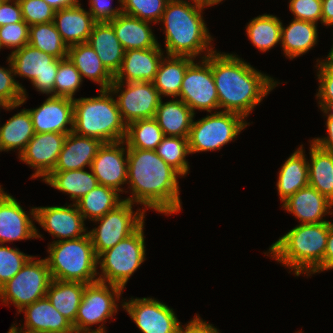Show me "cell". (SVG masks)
Returning a JSON list of instances; mask_svg holds the SVG:
<instances>
[{
	"label": "cell",
	"mask_w": 333,
	"mask_h": 333,
	"mask_svg": "<svg viewBox=\"0 0 333 333\" xmlns=\"http://www.w3.org/2000/svg\"><path fill=\"white\" fill-rule=\"evenodd\" d=\"M127 184L132 195L124 199L143 209H153L165 215L180 212L181 175L169 166L155 150L127 148Z\"/></svg>",
	"instance_id": "obj_1"
},
{
	"label": "cell",
	"mask_w": 333,
	"mask_h": 333,
	"mask_svg": "<svg viewBox=\"0 0 333 333\" xmlns=\"http://www.w3.org/2000/svg\"><path fill=\"white\" fill-rule=\"evenodd\" d=\"M211 68L219 109L244 119L279 84L235 54L215 50L211 53Z\"/></svg>",
	"instance_id": "obj_2"
},
{
	"label": "cell",
	"mask_w": 333,
	"mask_h": 333,
	"mask_svg": "<svg viewBox=\"0 0 333 333\" xmlns=\"http://www.w3.org/2000/svg\"><path fill=\"white\" fill-rule=\"evenodd\" d=\"M169 0L160 22L165 27V48L168 56L205 59L214 52L202 10L208 7L202 0ZM211 47V48H210ZM206 52V53H205ZM199 54V55H198Z\"/></svg>",
	"instance_id": "obj_3"
},
{
	"label": "cell",
	"mask_w": 333,
	"mask_h": 333,
	"mask_svg": "<svg viewBox=\"0 0 333 333\" xmlns=\"http://www.w3.org/2000/svg\"><path fill=\"white\" fill-rule=\"evenodd\" d=\"M329 222L299 224L273 243L268 253L296 276L323 271Z\"/></svg>",
	"instance_id": "obj_4"
},
{
	"label": "cell",
	"mask_w": 333,
	"mask_h": 333,
	"mask_svg": "<svg viewBox=\"0 0 333 333\" xmlns=\"http://www.w3.org/2000/svg\"><path fill=\"white\" fill-rule=\"evenodd\" d=\"M112 96L110 89H100L97 97L73 98V132L103 143L124 140L127 125Z\"/></svg>",
	"instance_id": "obj_5"
},
{
	"label": "cell",
	"mask_w": 333,
	"mask_h": 333,
	"mask_svg": "<svg viewBox=\"0 0 333 333\" xmlns=\"http://www.w3.org/2000/svg\"><path fill=\"white\" fill-rule=\"evenodd\" d=\"M45 258L53 280L95 283L98 280L97 256L89 234L76 239L48 244Z\"/></svg>",
	"instance_id": "obj_6"
},
{
	"label": "cell",
	"mask_w": 333,
	"mask_h": 333,
	"mask_svg": "<svg viewBox=\"0 0 333 333\" xmlns=\"http://www.w3.org/2000/svg\"><path fill=\"white\" fill-rule=\"evenodd\" d=\"M144 223L131 235L97 257L98 280L125 289L130 277L145 260Z\"/></svg>",
	"instance_id": "obj_7"
},
{
	"label": "cell",
	"mask_w": 333,
	"mask_h": 333,
	"mask_svg": "<svg viewBox=\"0 0 333 333\" xmlns=\"http://www.w3.org/2000/svg\"><path fill=\"white\" fill-rule=\"evenodd\" d=\"M249 123L236 113L215 111L192 122L188 135L190 154L220 150L231 142Z\"/></svg>",
	"instance_id": "obj_8"
},
{
	"label": "cell",
	"mask_w": 333,
	"mask_h": 333,
	"mask_svg": "<svg viewBox=\"0 0 333 333\" xmlns=\"http://www.w3.org/2000/svg\"><path fill=\"white\" fill-rule=\"evenodd\" d=\"M123 289L119 286L97 281L85 286L75 322L72 324L77 333H106V319L117 313ZM118 301H117V300ZM103 322V323H102ZM102 323L97 329L91 325Z\"/></svg>",
	"instance_id": "obj_9"
},
{
	"label": "cell",
	"mask_w": 333,
	"mask_h": 333,
	"mask_svg": "<svg viewBox=\"0 0 333 333\" xmlns=\"http://www.w3.org/2000/svg\"><path fill=\"white\" fill-rule=\"evenodd\" d=\"M31 256L15 276L0 288V299L13 303L18 312L25 306L46 297L52 281L46 259Z\"/></svg>",
	"instance_id": "obj_10"
},
{
	"label": "cell",
	"mask_w": 333,
	"mask_h": 333,
	"mask_svg": "<svg viewBox=\"0 0 333 333\" xmlns=\"http://www.w3.org/2000/svg\"><path fill=\"white\" fill-rule=\"evenodd\" d=\"M133 203L124 200L113 210L98 218V227L88 231L94 251L98 257L102 252L114 247L118 242L134 233L144 222V209L133 211ZM142 210V211H141Z\"/></svg>",
	"instance_id": "obj_11"
},
{
	"label": "cell",
	"mask_w": 333,
	"mask_h": 333,
	"mask_svg": "<svg viewBox=\"0 0 333 333\" xmlns=\"http://www.w3.org/2000/svg\"><path fill=\"white\" fill-rule=\"evenodd\" d=\"M8 58L12 64L15 77L18 75L27 78L38 92L54 96L55 78L61 59H57L29 44L12 51Z\"/></svg>",
	"instance_id": "obj_12"
},
{
	"label": "cell",
	"mask_w": 333,
	"mask_h": 333,
	"mask_svg": "<svg viewBox=\"0 0 333 333\" xmlns=\"http://www.w3.org/2000/svg\"><path fill=\"white\" fill-rule=\"evenodd\" d=\"M109 89L115 96L119 93L116 102L126 125L154 118L162 99L152 82H113Z\"/></svg>",
	"instance_id": "obj_13"
},
{
	"label": "cell",
	"mask_w": 333,
	"mask_h": 333,
	"mask_svg": "<svg viewBox=\"0 0 333 333\" xmlns=\"http://www.w3.org/2000/svg\"><path fill=\"white\" fill-rule=\"evenodd\" d=\"M178 97L194 114L196 109L207 112L219 109L217 89L212 75L211 54L196 64L193 61L187 67Z\"/></svg>",
	"instance_id": "obj_14"
},
{
	"label": "cell",
	"mask_w": 333,
	"mask_h": 333,
	"mask_svg": "<svg viewBox=\"0 0 333 333\" xmlns=\"http://www.w3.org/2000/svg\"><path fill=\"white\" fill-rule=\"evenodd\" d=\"M122 303V308L142 333H179L181 322L165 303L145 297L131 298Z\"/></svg>",
	"instance_id": "obj_15"
},
{
	"label": "cell",
	"mask_w": 333,
	"mask_h": 333,
	"mask_svg": "<svg viewBox=\"0 0 333 333\" xmlns=\"http://www.w3.org/2000/svg\"><path fill=\"white\" fill-rule=\"evenodd\" d=\"M29 214H26L17 200L4 192L0 185V244L42 238L33 223V220H36L35 207L31 208Z\"/></svg>",
	"instance_id": "obj_16"
},
{
	"label": "cell",
	"mask_w": 333,
	"mask_h": 333,
	"mask_svg": "<svg viewBox=\"0 0 333 333\" xmlns=\"http://www.w3.org/2000/svg\"><path fill=\"white\" fill-rule=\"evenodd\" d=\"M90 169L97 178L98 184L123 192L121 185L127 183L128 169L127 146L124 140L103 143Z\"/></svg>",
	"instance_id": "obj_17"
},
{
	"label": "cell",
	"mask_w": 333,
	"mask_h": 333,
	"mask_svg": "<svg viewBox=\"0 0 333 333\" xmlns=\"http://www.w3.org/2000/svg\"><path fill=\"white\" fill-rule=\"evenodd\" d=\"M68 206L35 207L36 221L57 241L76 239L88 234L84 217L75 203ZM85 232V233H84Z\"/></svg>",
	"instance_id": "obj_18"
},
{
	"label": "cell",
	"mask_w": 333,
	"mask_h": 333,
	"mask_svg": "<svg viewBox=\"0 0 333 333\" xmlns=\"http://www.w3.org/2000/svg\"><path fill=\"white\" fill-rule=\"evenodd\" d=\"M66 136L53 132L34 134L25 150L18 155L21 161L35 169L31 178L41 177L44 180L53 171Z\"/></svg>",
	"instance_id": "obj_19"
},
{
	"label": "cell",
	"mask_w": 333,
	"mask_h": 333,
	"mask_svg": "<svg viewBox=\"0 0 333 333\" xmlns=\"http://www.w3.org/2000/svg\"><path fill=\"white\" fill-rule=\"evenodd\" d=\"M35 133H63L73 131V99L51 96L37 108L27 109ZM67 125H70L68 128Z\"/></svg>",
	"instance_id": "obj_20"
},
{
	"label": "cell",
	"mask_w": 333,
	"mask_h": 333,
	"mask_svg": "<svg viewBox=\"0 0 333 333\" xmlns=\"http://www.w3.org/2000/svg\"><path fill=\"white\" fill-rule=\"evenodd\" d=\"M163 54L161 47L125 51L113 82H153Z\"/></svg>",
	"instance_id": "obj_21"
},
{
	"label": "cell",
	"mask_w": 333,
	"mask_h": 333,
	"mask_svg": "<svg viewBox=\"0 0 333 333\" xmlns=\"http://www.w3.org/2000/svg\"><path fill=\"white\" fill-rule=\"evenodd\" d=\"M282 206L299 219L300 224L330 222L324 220L323 216L333 213L330 211L333 203L309 185L289 196Z\"/></svg>",
	"instance_id": "obj_22"
},
{
	"label": "cell",
	"mask_w": 333,
	"mask_h": 333,
	"mask_svg": "<svg viewBox=\"0 0 333 333\" xmlns=\"http://www.w3.org/2000/svg\"><path fill=\"white\" fill-rule=\"evenodd\" d=\"M103 142L97 138L80 136L73 131L67 134L53 171L90 169Z\"/></svg>",
	"instance_id": "obj_23"
},
{
	"label": "cell",
	"mask_w": 333,
	"mask_h": 333,
	"mask_svg": "<svg viewBox=\"0 0 333 333\" xmlns=\"http://www.w3.org/2000/svg\"><path fill=\"white\" fill-rule=\"evenodd\" d=\"M25 314V330L39 333H68L73 332L72 323L64 317L47 297L25 306L19 313Z\"/></svg>",
	"instance_id": "obj_24"
},
{
	"label": "cell",
	"mask_w": 333,
	"mask_h": 333,
	"mask_svg": "<svg viewBox=\"0 0 333 333\" xmlns=\"http://www.w3.org/2000/svg\"><path fill=\"white\" fill-rule=\"evenodd\" d=\"M53 23L63 42L68 46L86 43L96 21L81 4L55 11Z\"/></svg>",
	"instance_id": "obj_25"
},
{
	"label": "cell",
	"mask_w": 333,
	"mask_h": 333,
	"mask_svg": "<svg viewBox=\"0 0 333 333\" xmlns=\"http://www.w3.org/2000/svg\"><path fill=\"white\" fill-rule=\"evenodd\" d=\"M88 43L95 50L102 64L114 77L121 67L125 50L109 22H96Z\"/></svg>",
	"instance_id": "obj_26"
},
{
	"label": "cell",
	"mask_w": 333,
	"mask_h": 333,
	"mask_svg": "<svg viewBox=\"0 0 333 333\" xmlns=\"http://www.w3.org/2000/svg\"><path fill=\"white\" fill-rule=\"evenodd\" d=\"M109 23L125 51L161 47L149 27V21L122 13Z\"/></svg>",
	"instance_id": "obj_27"
},
{
	"label": "cell",
	"mask_w": 333,
	"mask_h": 333,
	"mask_svg": "<svg viewBox=\"0 0 333 333\" xmlns=\"http://www.w3.org/2000/svg\"><path fill=\"white\" fill-rule=\"evenodd\" d=\"M194 115V112L180 99L165 103L161 99L154 119L164 136L188 138Z\"/></svg>",
	"instance_id": "obj_28"
},
{
	"label": "cell",
	"mask_w": 333,
	"mask_h": 333,
	"mask_svg": "<svg viewBox=\"0 0 333 333\" xmlns=\"http://www.w3.org/2000/svg\"><path fill=\"white\" fill-rule=\"evenodd\" d=\"M67 57L83 77L100 84V89H109L114 77L108 72L91 45L80 43L68 47Z\"/></svg>",
	"instance_id": "obj_29"
},
{
	"label": "cell",
	"mask_w": 333,
	"mask_h": 333,
	"mask_svg": "<svg viewBox=\"0 0 333 333\" xmlns=\"http://www.w3.org/2000/svg\"><path fill=\"white\" fill-rule=\"evenodd\" d=\"M303 145L289 156L279 171L277 191L281 202L309 185L308 161Z\"/></svg>",
	"instance_id": "obj_30"
},
{
	"label": "cell",
	"mask_w": 333,
	"mask_h": 333,
	"mask_svg": "<svg viewBox=\"0 0 333 333\" xmlns=\"http://www.w3.org/2000/svg\"><path fill=\"white\" fill-rule=\"evenodd\" d=\"M317 39V24L314 22L293 19L286 28L282 23L281 46L291 60L307 53L317 44Z\"/></svg>",
	"instance_id": "obj_31"
},
{
	"label": "cell",
	"mask_w": 333,
	"mask_h": 333,
	"mask_svg": "<svg viewBox=\"0 0 333 333\" xmlns=\"http://www.w3.org/2000/svg\"><path fill=\"white\" fill-rule=\"evenodd\" d=\"M310 144L309 186L333 203V152L321 149L312 141Z\"/></svg>",
	"instance_id": "obj_32"
},
{
	"label": "cell",
	"mask_w": 333,
	"mask_h": 333,
	"mask_svg": "<svg viewBox=\"0 0 333 333\" xmlns=\"http://www.w3.org/2000/svg\"><path fill=\"white\" fill-rule=\"evenodd\" d=\"M46 184L70 195L75 203L93 190L97 185V178L92 170L84 169L69 171H52L44 180Z\"/></svg>",
	"instance_id": "obj_33"
},
{
	"label": "cell",
	"mask_w": 333,
	"mask_h": 333,
	"mask_svg": "<svg viewBox=\"0 0 333 333\" xmlns=\"http://www.w3.org/2000/svg\"><path fill=\"white\" fill-rule=\"evenodd\" d=\"M193 61L194 58L187 56L163 57L152 82L161 97L165 95L175 99L179 96L186 69Z\"/></svg>",
	"instance_id": "obj_34"
},
{
	"label": "cell",
	"mask_w": 333,
	"mask_h": 333,
	"mask_svg": "<svg viewBox=\"0 0 333 333\" xmlns=\"http://www.w3.org/2000/svg\"><path fill=\"white\" fill-rule=\"evenodd\" d=\"M86 285L87 284L82 282L52 279L46 297L51 304L73 324Z\"/></svg>",
	"instance_id": "obj_35"
},
{
	"label": "cell",
	"mask_w": 333,
	"mask_h": 333,
	"mask_svg": "<svg viewBox=\"0 0 333 333\" xmlns=\"http://www.w3.org/2000/svg\"><path fill=\"white\" fill-rule=\"evenodd\" d=\"M34 134L30 113L22 109L0 127V152L17 149L20 155Z\"/></svg>",
	"instance_id": "obj_36"
},
{
	"label": "cell",
	"mask_w": 333,
	"mask_h": 333,
	"mask_svg": "<svg viewBox=\"0 0 333 333\" xmlns=\"http://www.w3.org/2000/svg\"><path fill=\"white\" fill-rule=\"evenodd\" d=\"M119 193L116 189L98 184L75 204L85 220L88 218L93 221L103 217L124 201L119 197Z\"/></svg>",
	"instance_id": "obj_37"
},
{
	"label": "cell",
	"mask_w": 333,
	"mask_h": 333,
	"mask_svg": "<svg viewBox=\"0 0 333 333\" xmlns=\"http://www.w3.org/2000/svg\"><path fill=\"white\" fill-rule=\"evenodd\" d=\"M281 27L282 22L277 16L263 14L250 20L246 34L253 46L266 52L281 43Z\"/></svg>",
	"instance_id": "obj_38"
},
{
	"label": "cell",
	"mask_w": 333,
	"mask_h": 333,
	"mask_svg": "<svg viewBox=\"0 0 333 333\" xmlns=\"http://www.w3.org/2000/svg\"><path fill=\"white\" fill-rule=\"evenodd\" d=\"M164 134L154 118L141 119L127 125L124 142L127 148L155 150Z\"/></svg>",
	"instance_id": "obj_39"
},
{
	"label": "cell",
	"mask_w": 333,
	"mask_h": 333,
	"mask_svg": "<svg viewBox=\"0 0 333 333\" xmlns=\"http://www.w3.org/2000/svg\"><path fill=\"white\" fill-rule=\"evenodd\" d=\"M28 44L57 59L67 57L68 46L63 42L53 21L29 26Z\"/></svg>",
	"instance_id": "obj_40"
},
{
	"label": "cell",
	"mask_w": 333,
	"mask_h": 333,
	"mask_svg": "<svg viewBox=\"0 0 333 333\" xmlns=\"http://www.w3.org/2000/svg\"><path fill=\"white\" fill-rule=\"evenodd\" d=\"M155 152L169 166L175 169L181 177L187 175L190 170L189 163L185 158L190 154L187 138L164 136Z\"/></svg>",
	"instance_id": "obj_41"
},
{
	"label": "cell",
	"mask_w": 333,
	"mask_h": 333,
	"mask_svg": "<svg viewBox=\"0 0 333 333\" xmlns=\"http://www.w3.org/2000/svg\"><path fill=\"white\" fill-rule=\"evenodd\" d=\"M82 76L68 57L61 59L55 78L54 96H73L82 85Z\"/></svg>",
	"instance_id": "obj_42"
},
{
	"label": "cell",
	"mask_w": 333,
	"mask_h": 333,
	"mask_svg": "<svg viewBox=\"0 0 333 333\" xmlns=\"http://www.w3.org/2000/svg\"><path fill=\"white\" fill-rule=\"evenodd\" d=\"M169 0H121L122 12L141 20L160 23Z\"/></svg>",
	"instance_id": "obj_43"
},
{
	"label": "cell",
	"mask_w": 333,
	"mask_h": 333,
	"mask_svg": "<svg viewBox=\"0 0 333 333\" xmlns=\"http://www.w3.org/2000/svg\"><path fill=\"white\" fill-rule=\"evenodd\" d=\"M30 257L17 248L0 245V288L21 270Z\"/></svg>",
	"instance_id": "obj_44"
},
{
	"label": "cell",
	"mask_w": 333,
	"mask_h": 333,
	"mask_svg": "<svg viewBox=\"0 0 333 333\" xmlns=\"http://www.w3.org/2000/svg\"><path fill=\"white\" fill-rule=\"evenodd\" d=\"M8 59L9 69L0 67V99L8 105L23 104L26 101V90L14 79V70Z\"/></svg>",
	"instance_id": "obj_45"
},
{
	"label": "cell",
	"mask_w": 333,
	"mask_h": 333,
	"mask_svg": "<svg viewBox=\"0 0 333 333\" xmlns=\"http://www.w3.org/2000/svg\"><path fill=\"white\" fill-rule=\"evenodd\" d=\"M22 18L29 25L52 22L55 9L44 0H18Z\"/></svg>",
	"instance_id": "obj_46"
},
{
	"label": "cell",
	"mask_w": 333,
	"mask_h": 333,
	"mask_svg": "<svg viewBox=\"0 0 333 333\" xmlns=\"http://www.w3.org/2000/svg\"><path fill=\"white\" fill-rule=\"evenodd\" d=\"M0 41L3 47L21 49L29 42V25L22 20L18 23H11L0 26Z\"/></svg>",
	"instance_id": "obj_47"
},
{
	"label": "cell",
	"mask_w": 333,
	"mask_h": 333,
	"mask_svg": "<svg viewBox=\"0 0 333 333\" xmlns=\"http://www.w3.org/2000/svg\"><path fill=\"white\" fill-rule=\"evenodd\" d=\"M288 7L296 20L322 23V0H290Z\"/></svg>",
	"instance_id": "obj_48"
},
{
	"label": "cell",
	"mask_w": 333,
	"mask_h": 333,
	"mask_svg": "<svg viewBox=\"0 0 333 333\" xmlns=\"http://www.w3.org/2000/svg\"><path fill=\"white\" fill-rule=\"evenodd\" d=\"M319 87L316 94L319 101H333V58L317 60Z\"/></svg>",
	"instance_id": "obj_49"
},
{
	"label": "cell",
	"mask_w": 333,
	"mask_h": 333,
	"mask_svg": "<svg viewBox=\"0 0 333 333\" xmlns=\"http://www.w3.org/2000/svg\"><path fill=\"white\" fill-rule=\"evenodd\" d=\"M90 9L93 19L96 22H109L122 14L121 0H118L120 7H111L110 0H89Z\"/></svg>",
	"instance_id": "obj_50"
},
{
	"label": "cell",
	"mask_w": 333,
	"mask_h": 333,
	"mask_svg": "<svg viewBox=\"0 0 333 333\" xmlns=\"http://www.w3.org/2000/svg\"><path fill=\"white\" fill-rule=\"evenodd\" d=\"M22 20V11L19 1L3 0L0 5V26L18 23Z\"/></svg>",
	"instance_id": "obj_51"
},
{
	"label": "cell",
	"mask_w": 333,
	"mask_h": 333,
	"mask_svg": "<svg viewBox=\"0 0 333 333\" xmlns=\"http://www.w3.org/2000/svg\"><path fill=\"white\" fill-rule=\"evenodd\" d=\"M183 327L180 326L179 333H220L215 326L202 320L197 314Z\"/></svg>",
	"instance_id": "obj_52"
},
{
	"label": "cell",
	"mask_w": 333,
	"mask_h": 333,
	"mask_svg": "<svg viewBox=\"0 0 333 333\" xmlns=\"http://www.w3.org/2000/svg\"><path fill=\"white\" fill-rule=\"evenodd\" d=\"M326 127H327V137L323 138H313L311 140L314 144H316L318 147H320L323 150L333 152V118L327 117L326 121Z\"/></svg>",
	"instance_id": "obj_53"
},
{
	"label": "cell",
	"mask_w": 333,
	"mask_h": 333,
	"mask_svg": "<svg viewBox=\"0 0 333 333\" xmlns=\"http://www.w3.org/2000/svg\"><path fill=\"white\" fill-rule=\"evenodd\" d=\"M333 269V223L329 222V233L323 259V271Z\"/></svg>",
	"instance_id": "obj_54"
},
{
	"label": "cell",
	"mask_w": 333,
	"mask_h": 333,
	"mask_svg": "<svg viewBox=\"0 0 333 333\" xmlns=\"http://www.w3.org/2000/svg\"><path fill=\"white\" fill-rule=\"evenodd\" d=\"M322 24L333 26V0H322Z\"/></svg>",
	"instance_id": "obj_55"
},
{
	"label": "cell",
	"mask_w": 333,
	"mask_h": 333,
	"mask_svg": "<svg viewBox=\"0 0 333 333\" xmlns=\"http://www.w3.org/2000/svg\"><path fill=\"white\" fill-rule=\"evenodd\" d=\"M55 10H60L63 8H70L80 5L79 0H44Z\"/></svg>",
	"instance_id": "obj_56"
},
{
	"label": "cell",
	"mask_w": 333,
	"mask_h": 333,
	"mask_svg": "<svg viewBox=\"0 0 333 333\" xmlns=\"http://www.w3.org/2000/svg\"><path fill=\"white\" fill-rule=\"evenodd\" d=\"M321 111L333 118V101H318Z\"/></svg>",
	"instance_id": "obj_57"
},
{
	"label": "cell",
	"mask_w": 333,
	"mask_h": 333,
	"mask_svg": "<svg viewBox=\"0 0 333 333\" xmlns=\"http://www.w3.org/2000/svg\"><path fill=\"white\" fill-rule=\"evenodd\" d=\"M9 333H39V332H33V331H28V330H25L23 328H20L18 326H16V324L14 325H11L9 331Z\"/></svg>",
	"instance_id": "obj_58"
},
{
	"label": "cell",
	"mask_w": 333,
	"mask_h": 333,
	"mask_svg": "<svg viewBox=\"0 0 333 333\" xmlns=\"http://www.w3.org/2000/svg\"><path fill=\"white\" fill-rule=\"evenodd\" d=\"M22 104H16V105H8L6 102H4L3 100L0 99V108H4V109H7L8 111L9 110H12L14 108H17L19 106H21Z\"/></svg>",
	"instance_id": "obj_59"
},
{
	"label": "cell",
	"mask_w": 333,
	"mask_h": 333,
	"mask_svg": "<svg viewBox=\"0 0 333 333\" xmlns=\"http://www.w3.org/2000/svg\"><path fill=\"white\" fill-rule=\"evenodd\" d=\"M207 6H214L215 4H219L223 0H202Z\"/></svg>",
	"instance_id": "obj_60"
},
{
	"label": "cell",
	"mask_w": 333,
	"mask_h": 333,
	"mask_svg": "<svg viewBox=\"0 0 333 333\" xmlns=\"http://www.w3.org/2000/svg\"><path fill=\"white\" fill-rule=\"evenodd\" d=\"M328 57L333 58V45H332V48H331V50H330V52L328 54Z\"/></svg>",
	"instance_id": "obj_61"
}]
</instances>
